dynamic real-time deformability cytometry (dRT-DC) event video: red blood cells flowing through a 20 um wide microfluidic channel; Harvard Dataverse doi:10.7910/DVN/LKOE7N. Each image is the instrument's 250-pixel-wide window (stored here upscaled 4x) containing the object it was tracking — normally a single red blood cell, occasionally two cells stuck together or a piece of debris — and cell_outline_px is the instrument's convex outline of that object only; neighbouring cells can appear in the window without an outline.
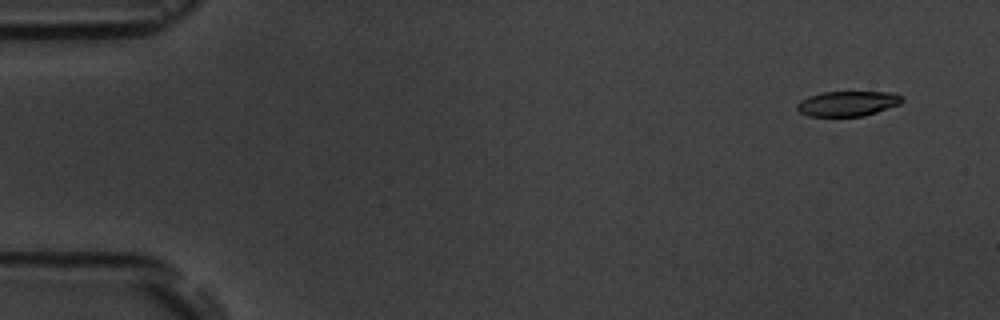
{"species": "common noctule bat (a hibernating species)", "species_latin": "Nyctalus noctula", "temperature_condition": "room temperature", "stored_images_in_passage": 4, "camera_frame_rate_fps": 3000, "um_per_image_px": 0.085, "animal": {"sex": "male", "body_mass_g": 19.5, "forearm_length_mm": 54.6}, "frame": {"image": 1, "passage_image": 1, "time_ms": 0.0, "image_size_px": [1000, 320], "cell_outline_px": [[904, 100], [900, 104], [864, 116], [808, 116], [800, 112], [796, 108], [796, 104], [800, 100], [808, 96], [824, 92], [896, 92]], "centroid_in_image_um": [72.04, 8.8], "position_along_channel_um": 13.0, "area_um2": 15.37}}
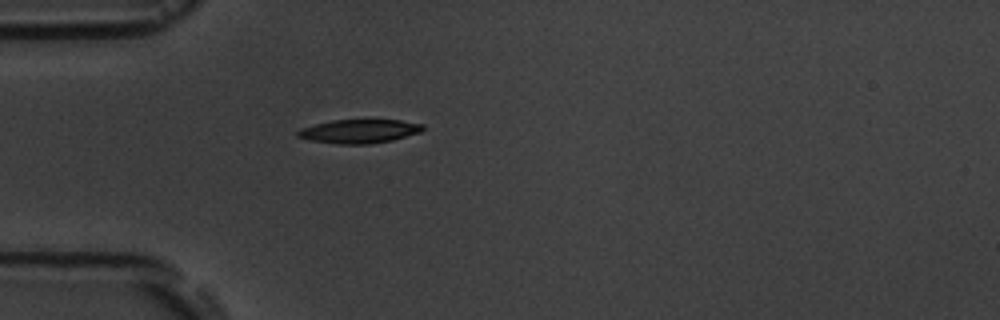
{"frame": {"image": 2, "passage_image": 4, "time_ms": 4.333, "image_size_px": [1000, 320], "cell_outline_px": [[424, 128], [420, 132], [392, 140], [368, 144], [340, 144], [312, 140], [296, 136], [296, 132], [300, 128], [332, 120], [400, 120], [424, 124]], "centroid_in_image_um": [30.54, 11.15], "position_along_channel_um": 54.5, "area_um2": 17.17}}